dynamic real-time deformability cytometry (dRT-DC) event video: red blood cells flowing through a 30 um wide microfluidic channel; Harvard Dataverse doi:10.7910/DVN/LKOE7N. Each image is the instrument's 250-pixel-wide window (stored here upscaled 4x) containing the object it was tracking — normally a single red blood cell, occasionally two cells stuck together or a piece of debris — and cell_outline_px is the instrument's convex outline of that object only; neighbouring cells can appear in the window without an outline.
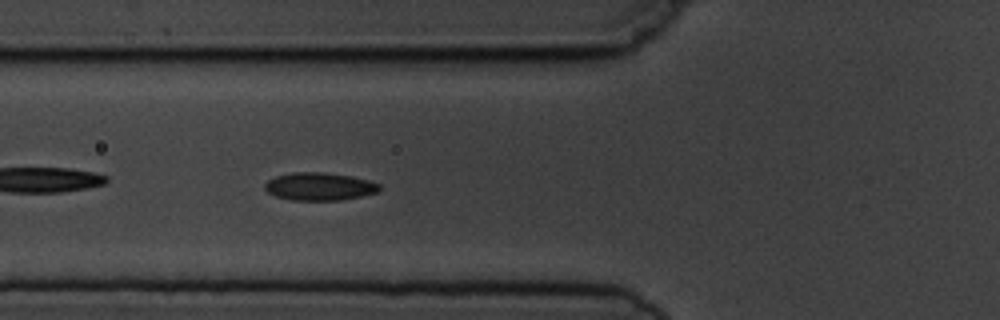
{"species": "common noctule bat (a hibernating species)", "species_latin": "Nyctalus noctula", "temperature_condition": "cold", "stored_images_in_passage": 6, "camera_frame_rate_fps": 3000, "um_per_image_px": 0.085, "animal": {"sex": "male", "body_mass_g": 19.5, "forearm_length_mm": 54.6}, "frame": {"image": 1, "passage_image": 6, "time_ms": 5.667, "image_size_px": [1000, 320], "cell_outline_px": [[380, 188], [376, 192], [344, 200], [292, 200], [276, 196], [268, 192], [264, 188], [264, 184], [268, 180], [276, 176], [292, 172], [324, 172], [352, 176], [368, 180], [380, 184]], "centroid_in_image_um": [27.14, 15.84], "position_along_channel_um": 98.7, "area_um2": 18.55}}